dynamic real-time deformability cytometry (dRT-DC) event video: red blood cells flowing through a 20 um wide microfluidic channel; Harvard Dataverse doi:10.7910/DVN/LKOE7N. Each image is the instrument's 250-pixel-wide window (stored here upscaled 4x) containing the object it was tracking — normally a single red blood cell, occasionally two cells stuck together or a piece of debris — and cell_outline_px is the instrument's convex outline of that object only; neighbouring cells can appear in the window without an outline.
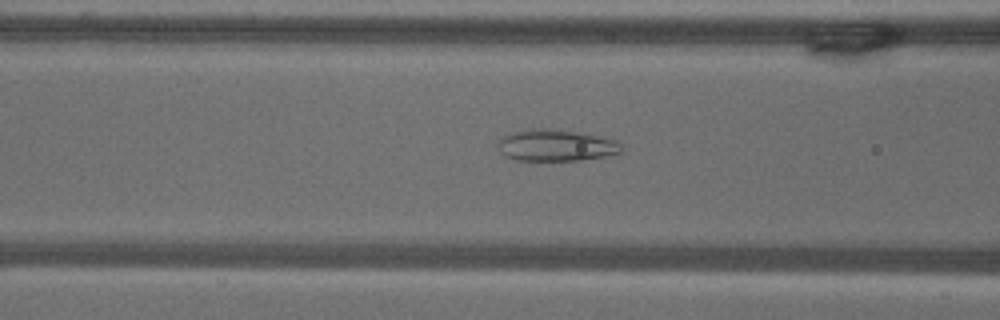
{"species": "common noctule bat (a hibernating species)", "species_latin": "Nyctalus noctula", "temperature_condition": "warm", "stored_images_in_passage": 53, "camera_frame_rate_fps": 3000, "um_per_image_px": 0.085, "animal": {"sex": "male", "body_mass_g": 18.8}, "frame": {"image": 1, "passage_image": 21, "time_ms": 6.667, "image_size_px": [1000, 320], "cell_outline_px": [[620, 152], [604, 156], [580, 160], [516, 160], [504, 156], [500, 152], [496, 144], [504, 136], [512, 132], [532, 128], [544, 128], [576, 132], [600, 136], [616, 140], [620, 144]], "centroid_in_image_um": [47.2, 12.35], "position_along_channel_um": 119.4, "area_um2": 22.54}}
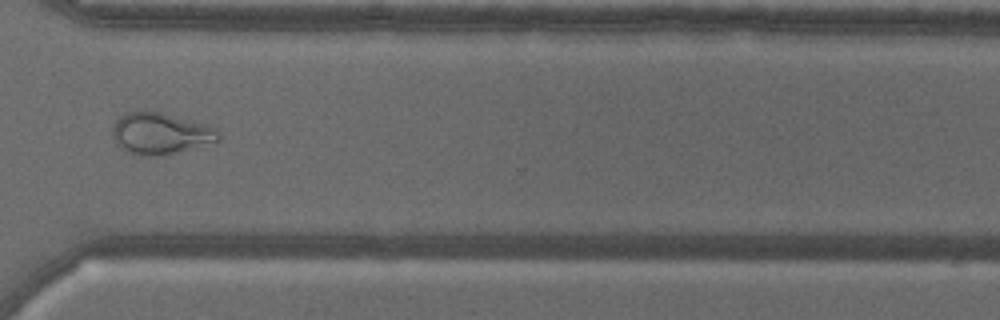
{"frame": {"image": 2, "passage_image": 40, "time_ms": 13.0, "image_size_px": [1000, 320], "cell_outline_px": [[220, 140], [168, 156], [140, 156], [128, 152], [120, 148], [116, 144], [112, 136], [112, 128], [116, 120], [124, 112], [144, 108], [208, 124], [216, 128], [220, 132]], "centroid_in_image_um": [13.62, 11.33], "position_along_channel_um": 357.0, "area_um2": 26.59}}
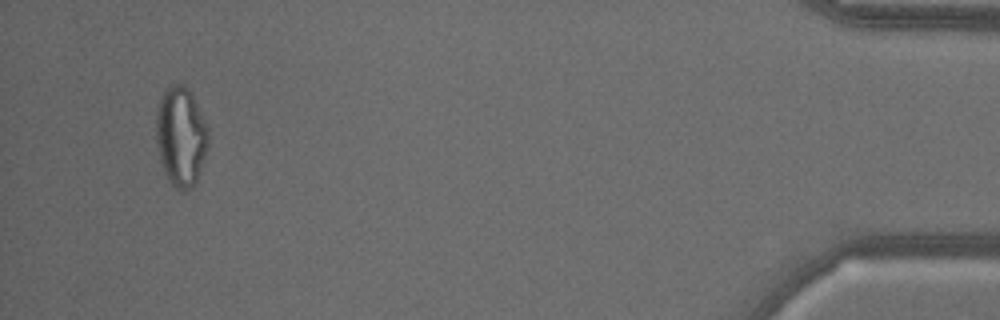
{"frame": {"image": 3, "passage_image": 51, "time_ms": 16.667, "image_size_px": [1000, 320], "cell_outline_px": [[208, 144], [196, 180], [192, 188], [184, 192], [180, 192], [168, 180], [164, 172], [160, 160], [156, 144], [156, 112], [164, 88], [168, 84], [184, 84], [192, 92], [208, 128]], "centroid_in_image_um": [15.35, 11.57], "position_along_channel_um": 419.8, "area_um2": 30.52}, "authors_computed_cell_mechanics": {"area_um2": 27.1082, "velocity_mm_per_s": 3.765, "shape_relaxation_time_tau1_ms": null, "shape_relaxation_time_tau2_ms": 1.1273, "deformation_change_tau1": null, "deformation_change_tau2": 0.0907}}